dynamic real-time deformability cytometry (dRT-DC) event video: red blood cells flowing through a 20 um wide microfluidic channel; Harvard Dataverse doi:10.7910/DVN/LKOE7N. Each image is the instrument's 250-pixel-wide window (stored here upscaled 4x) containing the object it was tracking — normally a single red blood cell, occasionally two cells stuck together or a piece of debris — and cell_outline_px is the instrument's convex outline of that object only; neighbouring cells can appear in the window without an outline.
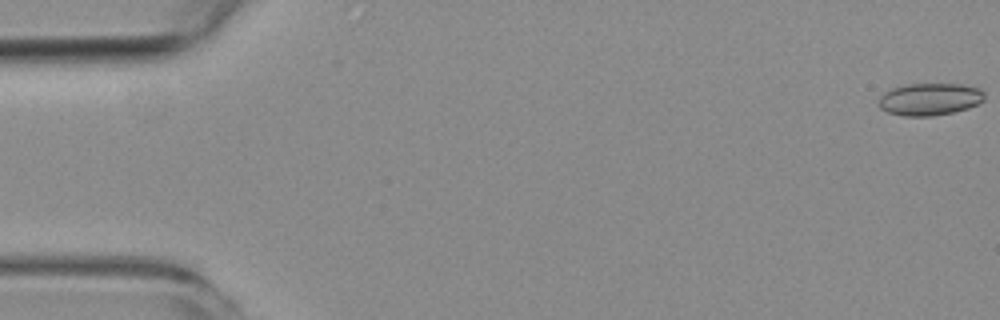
{"species": "common noctule bat (a hibernating species)", "species_latin": "Nyctalus noctula", "temperature_condition": "room temperature", "stored_images_in_passage": 3, "camera_frame_rate_fps": 3000, "um_per_image_px": 0.085, "animal": {"sex": "female", "body_mass_g": 19.3, "forearm_length_mm": 54.1}, "frame": {"image": 1, "passage_image": 1, "time_ms": 0.0, "image_size_px": [1000, 320], "cell_outline_px": [[984, 100], [968, 108], [952, 112], [932, 116], [904, 116], [888, 112], [880, 108], [880, 96], [884, 92], [892, 88], [904, 84], [964, 84], [980, 88], [984, 92]], "centroid_in_image_um": [79.04, 8.42], "position_along_channel_um": 6.0, "area_um2": 19.88}}